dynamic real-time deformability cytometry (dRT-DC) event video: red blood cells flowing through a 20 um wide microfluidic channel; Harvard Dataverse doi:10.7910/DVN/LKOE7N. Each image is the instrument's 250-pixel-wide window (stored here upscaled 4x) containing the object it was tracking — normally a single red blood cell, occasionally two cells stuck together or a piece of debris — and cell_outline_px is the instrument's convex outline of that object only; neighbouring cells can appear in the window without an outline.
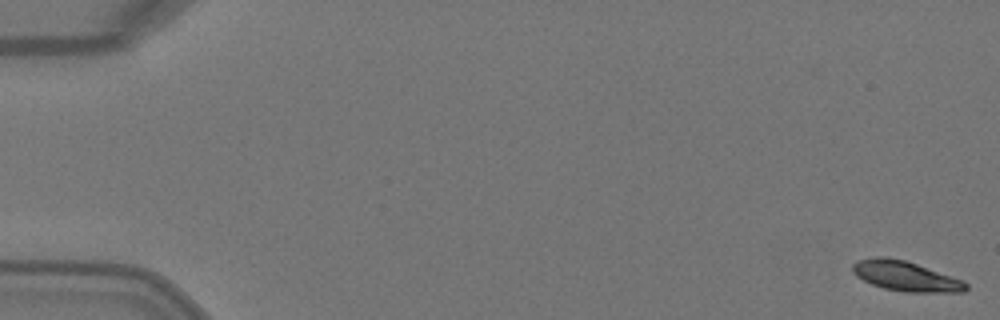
{"species": "Egyptian fruit bat (a non-hibernating species)", "species_latin": "Rousettus aegyptiacus", "temperature_condition": "warm", "stored_images_in_passage": 5, "camera_frame_rate_fps": 3000, "um_per_image_px": 0.085, "animal": {"sex": "female"}, "frame": {"image": 1, "passage_image": 1, "time_ms": 0.0, "image_size_px": [1000, 320], "cell_outline_px": [[968, 288], [964, 292], [908, 292], [884, 288], [872, 284], [856, 276], [852, 272], [852, 264], [856, 260], [872, 256], [884, 256], [904, 260], [964, 280], [968, 284]], "centroid_in_image_um": [76.95, 23.46], "position_along_channel_um": 8.0, "area_um2": 19.83}}
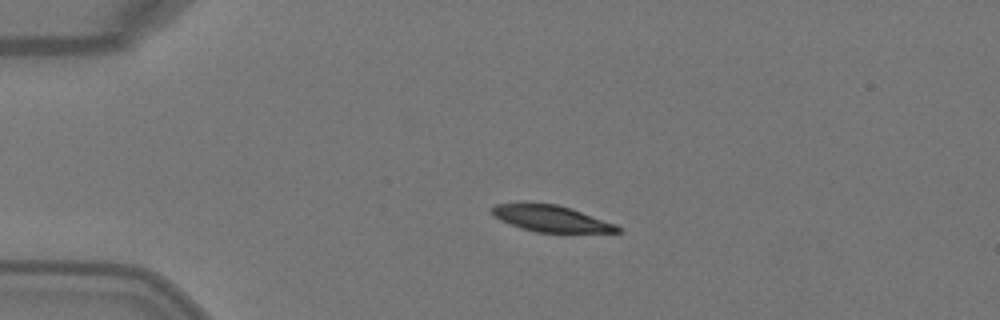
{"frame": {"image": 2, "passage_image": 4, "time_ms": 1.0, "image_size_px": [1000, 320], "cell_outline_px": [[620, 232], [536, 232], [520, 228], [500, 220], [492, 212], [492, 208], [496, 204], [524, 200], [556, 204], [616, 224], [620, 228]], "centroid_in_image_um": [46.74, 18.54], "position_along_channel_um": 38.3, "area_um2": 19.42}}